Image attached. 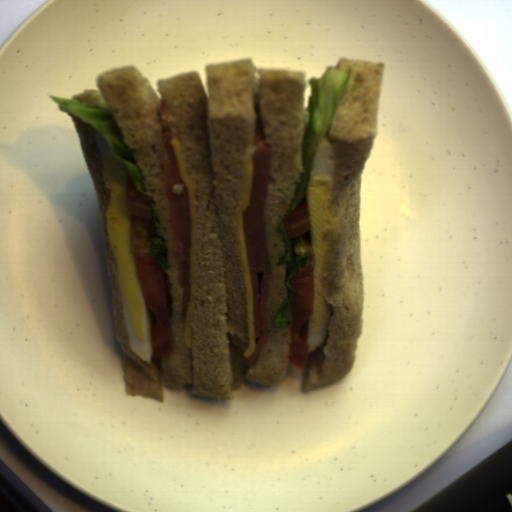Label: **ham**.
<instances>
[{
    "label": "ham",
    "mask_w": 512,
    "mask_h": 512,
    "mask_svg": "<svg viewBox=\"0 0 512 512\" xmlns=\"http://www.w3.org/2000/svg\"><path fill=\"white\" fill-rule=\"evenodd\" d=\"M251 155L253 175L249 203L242 211L241 223L246 262L252 286V319L255 346L245 366H252L261 354L268 335V295L271 279L270 261L264 235V211L272 182L271 153L264 131L255 137Z\"/></svg>",
    "instance_id": "obj_1"
}]
</instances>
